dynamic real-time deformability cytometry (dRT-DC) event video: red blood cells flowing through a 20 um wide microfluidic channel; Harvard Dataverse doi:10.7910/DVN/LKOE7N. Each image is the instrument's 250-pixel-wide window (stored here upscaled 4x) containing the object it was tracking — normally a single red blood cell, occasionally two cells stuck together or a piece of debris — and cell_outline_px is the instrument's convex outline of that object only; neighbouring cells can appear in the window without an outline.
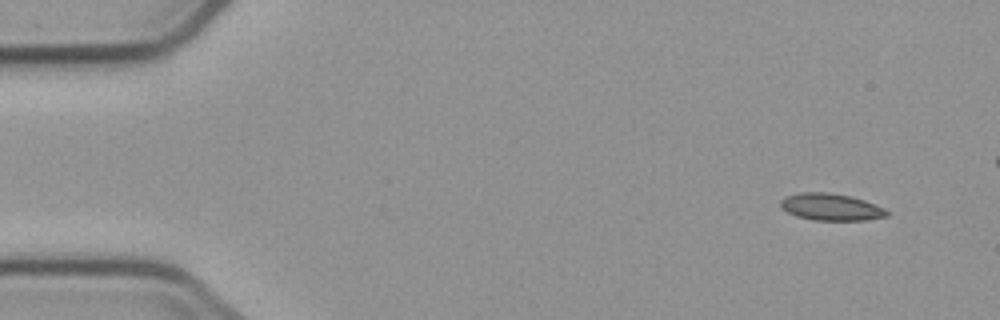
{"species": "common noctule bat (a hibernating species)", "species_latin": "Nyctalus noctula", "temperature_condition": "cold", "stored_images_in_passage": 6, "camera_frame_rate_fps": 3000, "um_per_image_px": 0.085, "animal": {"sex": "male", "body_mass_g": 23.1, "forearm_length_mm": 52.7}, "frame": {"image": 1, "passage_image": 1, "time_ms": 0.0, "image_size_px": [1000, 320], "cell_outline_px": [[888, 216], [864, 220], [812, 220], [796, 216], [788, 212], [780, 204], [780, 200], [788, 196], [800, 192], [828, 192], [852, 196], [864, 200], [884, 208], [888, 212]], "centroid_in_image_um": [70.64, 17.59], "position_along_channel_um": 14.4, "area_um2": 16.59}}
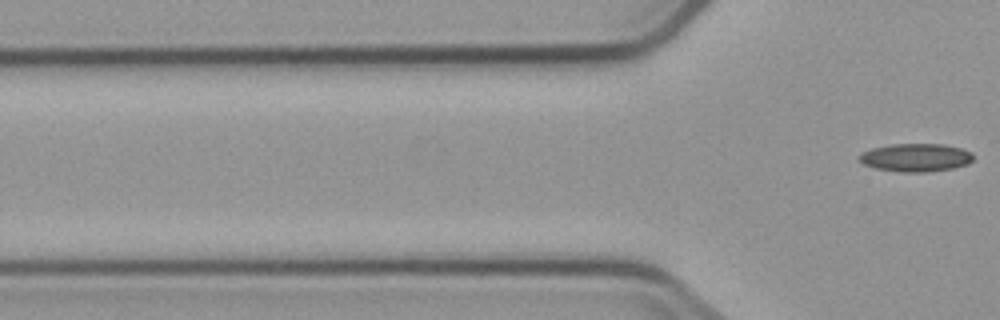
{"frame": {"image": 2, "passage_image": 6, "time_ms": 6.667, "image_size_px": [1000, 320], "cell_outline_px": [[972, 160], [968, 164], [952, 168], [928, 172], [904, 172], [876, 168], [864, 164], [860, 160], [860, 152], [872, 148], [892, 144], [944, 144], [960, 148], [972, 152]], "centroid_in_image_um": [77.85, 13.38], "position_along_channel_um": 48.0, "area_um2": 18.55}}